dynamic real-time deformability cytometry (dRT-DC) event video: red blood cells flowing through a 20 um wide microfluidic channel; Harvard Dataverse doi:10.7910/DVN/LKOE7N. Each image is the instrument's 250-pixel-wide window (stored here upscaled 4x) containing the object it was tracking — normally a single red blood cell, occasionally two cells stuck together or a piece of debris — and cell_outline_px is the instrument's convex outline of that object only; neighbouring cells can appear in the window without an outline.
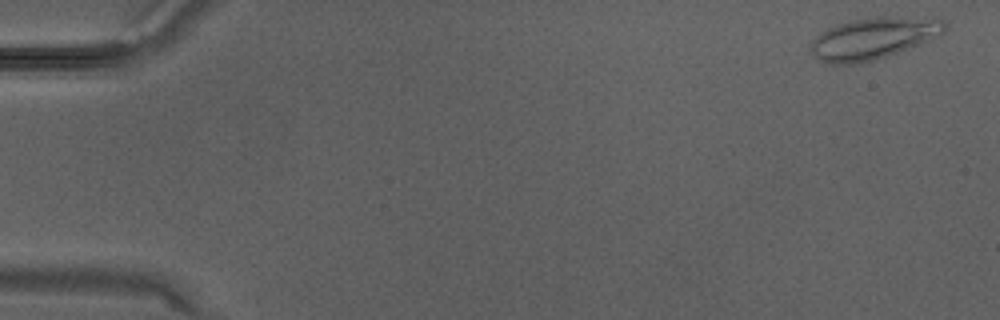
{"species": "Egyptian fruit bat (a non-hibernating species)", "species_latin": "Rousettus aegyptiacus", "temperature_condition": "warm", "stored_images_in_passage": 9, "camera_frame_rate_fps": 3000, "um_per_image_px": 0.085, "animal": {"sex": "male"}, "frame": {"image": 1, "passage_image": 2, "time_ms": 0.333, "image_size_px": [1000, 320], "cell_outline_px": [[948, 28], [940, 36], [896, 52], [860, 64], [824, 64], [812, 56], [808, 48], [812, 40], [820, 32], [836, 24], [848, 20], [876, 16], [940, 16], [948, 24]], "centroid_in_image_um": [74.25, 3.22], "position_along_channel_um": 10.7, "area_um2": 33.58}}